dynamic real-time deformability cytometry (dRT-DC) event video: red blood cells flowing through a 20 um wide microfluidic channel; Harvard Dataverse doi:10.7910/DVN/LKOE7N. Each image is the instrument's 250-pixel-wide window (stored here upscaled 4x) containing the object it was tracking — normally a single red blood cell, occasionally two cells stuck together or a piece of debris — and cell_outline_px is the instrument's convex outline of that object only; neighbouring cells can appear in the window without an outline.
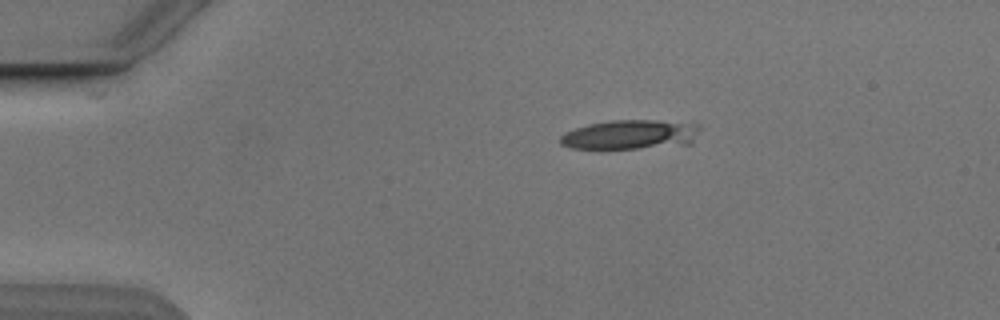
{"species": "Egyptian fruit bat (a non-hibernating species)", "species_latin": "Rousettus aegyptiacus", "temperature_condition": "cold", "stored_images_in_passage": 3, "camera_frame_rate_fps": 3000, "um_per_image_px": 0.085, "animal": {"sex": "male"}, "frame": {"image": 1, "passage_image": 1, "time_ms": 0.0, "image_size_px": [1000, 320], "cell_outline_px": [[700, 128], [692, 144], [640, 148], [572, 148], [560, 144], [560, 136], [564, 132], [588, 124], [612, 120], [656, 120], [696, 124]], "centroid_in_image_um": [53.57, 11.44], "position_along_channel_um": 31.4, "area_um2": 23.81}}